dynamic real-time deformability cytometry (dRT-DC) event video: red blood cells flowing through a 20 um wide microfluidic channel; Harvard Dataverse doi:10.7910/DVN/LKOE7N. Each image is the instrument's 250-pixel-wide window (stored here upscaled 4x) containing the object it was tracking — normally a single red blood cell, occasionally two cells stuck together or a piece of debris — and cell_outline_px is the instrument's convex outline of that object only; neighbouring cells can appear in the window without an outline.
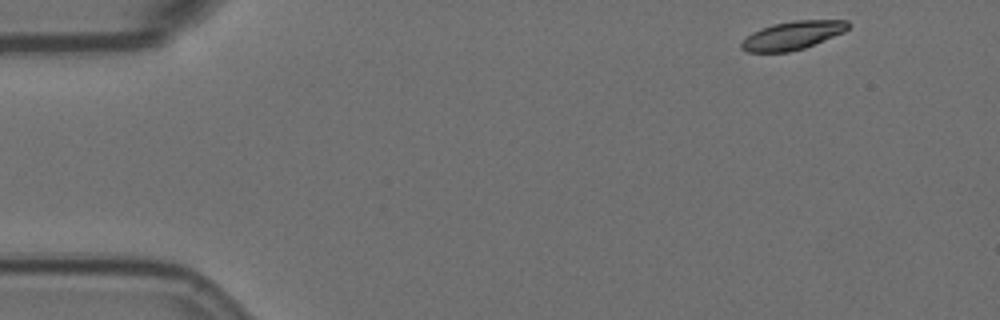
{"species": "Egyptian fruit bat (a non-hibernating species)", "species_latin": "Rousettus aegyptiacus", "temperature_condition": "room temperature", "stored_images_in_passage": 53, "camera_frame_rate_fps": 3000, "um_per_image_px": 0.085, "animal": {"sex": "female"}, "frame": {"image": 1, "passage_image": 1, "time_ms": 0.0, "image_size_px": [1000, 320], "cell_outline_px": [[852, 24], [844, 32], [804, 48], [788, 52], [748, 52], [740, 48], [740, 44], [752, 32], [760, 28], [772, 24], [792, 20], [848, 20]], "centroid_in_image_um": [67.38, 2.99], "position_along_channel_um": 17.6, "area_um2": 17.69}}
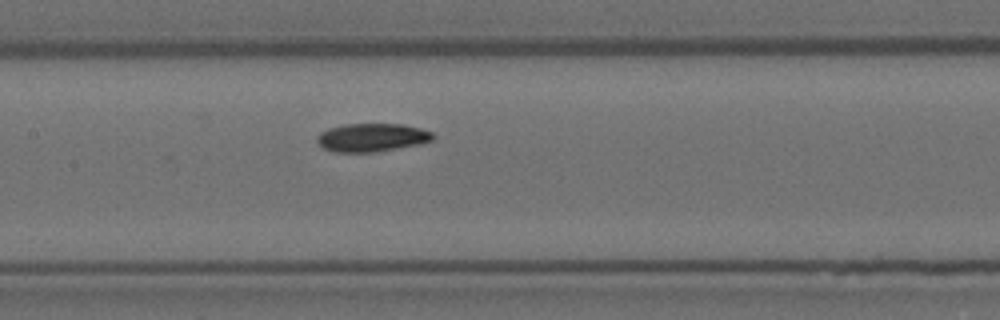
{"frame": {"image": 2, "passage_image": 23, "time_ms": 7.333, "image_size_px": [1000, 320], "cell_outline_px": [[436, 136], [432, 140], [420, 144], [376, 152], [332, 152], [324, 148], [316, 140], [316, 136], [320, 132], [328, 128], [344, 124], [404, 124], [420, 128], [432, 132]], "centroid_in_image_um": [31.61, 11.68], "position_along_channel_um": 175.8, "area_um2": 19.25}}
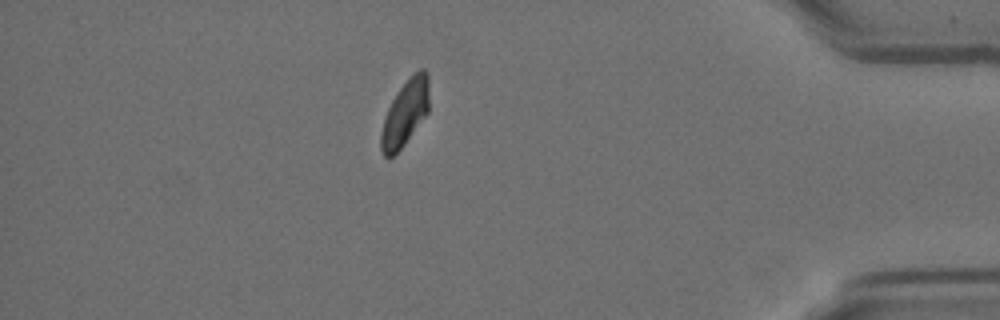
{"frame": {"image": 3, "passage_image": 46, "time_ms": 15.0, "image_size_px": [1000, 320], "cell_outline_px": [[428, 112], [404, 144], [388, 160], [384, 156], [380, 148], [380, 132], [388, 108], [396, 92], [420, 68], [424, 68], [428, 72]], "centroid_in_image_um": [34.42, 9.63], "position_along_channel_um": 400.8, "area_um2": 18.15}, "authors_computed_cell_mechanics": {"area_um2": 18.9006, "velocity_mm_per_s": 3.4815, "shape_relaxation_time_tau1_ms": 5.1158, "shape_relaxation_time_tau2_ms": 8.1202, "deformation_change_tau1": 0.1461, "deformation_change_tau2": 0.1028}}